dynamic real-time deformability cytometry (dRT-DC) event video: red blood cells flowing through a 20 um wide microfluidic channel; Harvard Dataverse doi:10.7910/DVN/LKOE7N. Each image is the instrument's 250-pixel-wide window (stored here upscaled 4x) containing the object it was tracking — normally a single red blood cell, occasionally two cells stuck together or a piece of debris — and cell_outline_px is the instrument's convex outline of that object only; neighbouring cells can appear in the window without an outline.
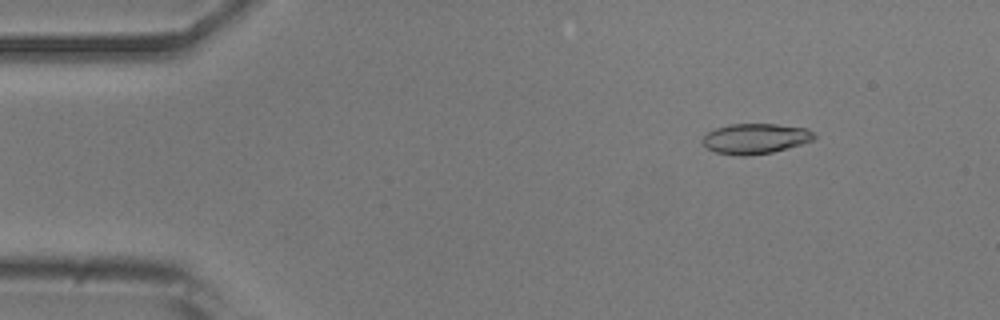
{"species": "common noctule bat (a hibernating species)", "species_latin": "Nyctalus noctula", "temperature_condition": "room temperature", "stored_images_in_passage": 13, "camera_frame_rate_fps": 3000, "um_per_image_px": 0.085, "animal": {"sex": "male", "body_mass_g": 20.5, "forearm_length_mm": 52.5}, "frame": {"image": 1, "passage_image": 5, "time_ms": 1.333, "image_size_px": [1000, 320], "cell_outline_px": [[816, 136], [812, 140], [800, 144], [772, 152], [748, 156], [736, 156], [716, 152], [708, 148], [700, 140], [708, 132], [716, 128], [728, 124], [776, 124], [808, 128]], "centroid_in_image_um": [64.18, 11.78], "position_along_channel_um": 20.8, "area_um2": 19.65}}
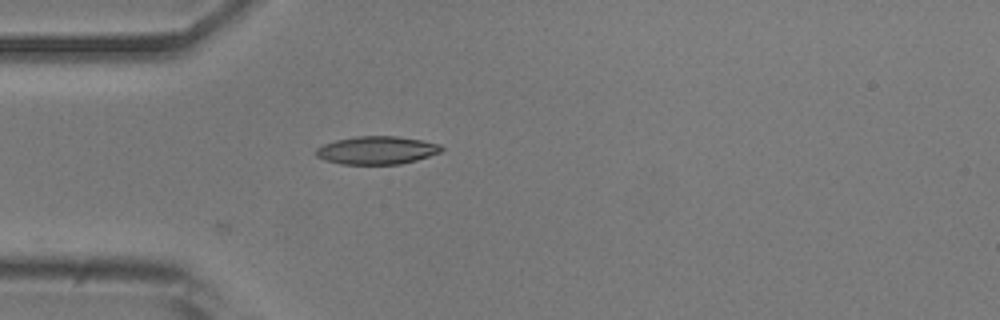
{"frame": {"image": 2, "passage_image": 13, "time_ms": 4.0, "image_size_px": [1000, 320], "cell_outline_px": [[444, 148], [440, 152], [416, 160], [400, 164], [340, 164], [324, 160], [316, 156], [316, 148], [324, 144], [336, 140], [356, 136], [396, 136], [420, 140], [440, 144]], "centroid_in_image_um": [32.01, 12.77], "position_along_channel_um": 53.0, "area_um2": 20.4}}